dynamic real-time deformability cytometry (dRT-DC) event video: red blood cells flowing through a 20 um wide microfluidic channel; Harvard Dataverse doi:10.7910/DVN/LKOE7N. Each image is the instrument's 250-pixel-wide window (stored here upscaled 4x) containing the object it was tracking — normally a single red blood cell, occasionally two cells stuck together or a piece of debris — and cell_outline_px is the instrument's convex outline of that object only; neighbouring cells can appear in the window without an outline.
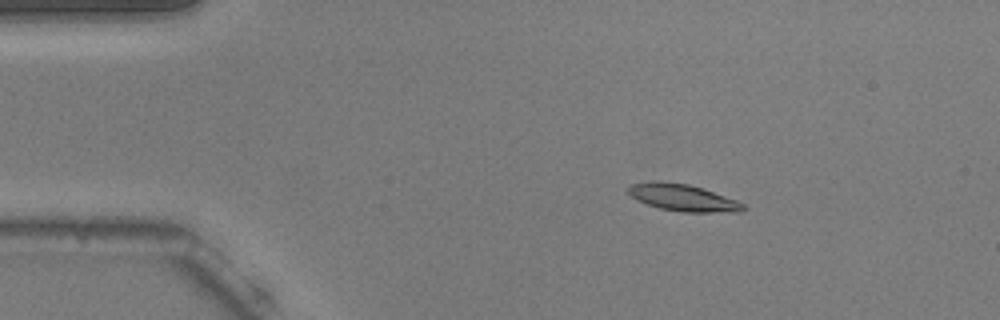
{"species": "common noctule bat (a hibernating species)", "species_latin": "Nyctalus noctula", "temperature_condition": "warm", "stored_images_in_passage": 49, "camera_frame_rate_fps": 3000, "um_per_image_px": 0.085, "animal": {"sex": "male", "body_mass_g": 20.5, "forearm_length_mm": 52.5}, "frame": {"image": 1, "passage_image": 4, "time_ms": 1.0, "image_size_px": [1000, 320], "cell_outline_px": [[748, 208], [740, 212], [684, 212], [660, 208], [636, 200], [628, 192], [628, 184], [648, 180], [656, 180], [688, 184], [736, 200], [744, 204]], "centroid_in_image_um": [58.0, 16.79], "position_along_channel_um": 27.0, "area_um2": 18.03}}
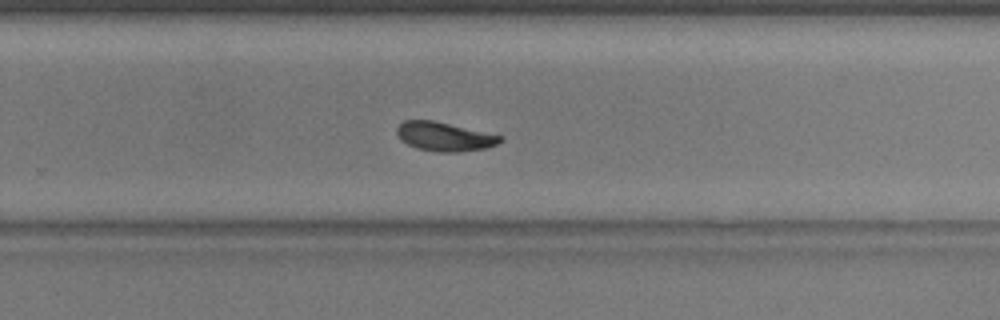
{"frame": {"image": 2, "passage_image": 30, "time_ms": 9.667, "image_size_px": [1000, 320], "cell_outline_px": [[504, 140], [496, 144], [484, 148], [460, 152], [440, 152], [416, 148], [400, 140], [396, 132], [396, 128], [404, 120], [432, 120], [504, 136]], "centroid_in_image_um": [37.77, 11.61], "position_along_channel_um": 292.0, "area_um2": 17.4}}
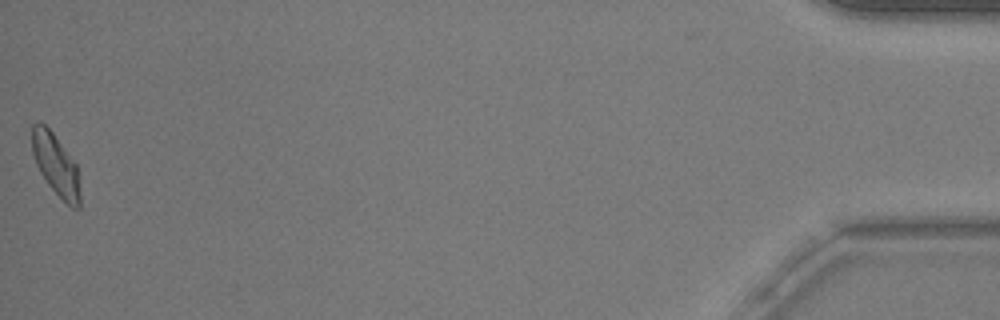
{"frame": {"image": 3, "passage_image": 49, "time_ms": 16.0, "image_size_px": [1000, 320], "cell_outline_px": [[80, 208], [72, 208], [48, 184], [40, 172], [36, 164], [32, 152], [32, 124], [36, 120], [40, 120], [52, 132], [76, 164], [80, 192]], "centroid_in_image_um": [4.72, 13.97], "position_along_channel_um": 430.5, "area_um2": 16.99}, "authors_computed_cell_mechanics": {"area_um2": 17.629, "velocity_mm_per_s": 3.7458, "shape_relaxation_time_tau1_ms": 5.7238, "shape_relaxation_time_tau2_ms": 4.5843, "deformation_change_tau1": 0.1671, "deformation_change_tau2": 0.1027}}